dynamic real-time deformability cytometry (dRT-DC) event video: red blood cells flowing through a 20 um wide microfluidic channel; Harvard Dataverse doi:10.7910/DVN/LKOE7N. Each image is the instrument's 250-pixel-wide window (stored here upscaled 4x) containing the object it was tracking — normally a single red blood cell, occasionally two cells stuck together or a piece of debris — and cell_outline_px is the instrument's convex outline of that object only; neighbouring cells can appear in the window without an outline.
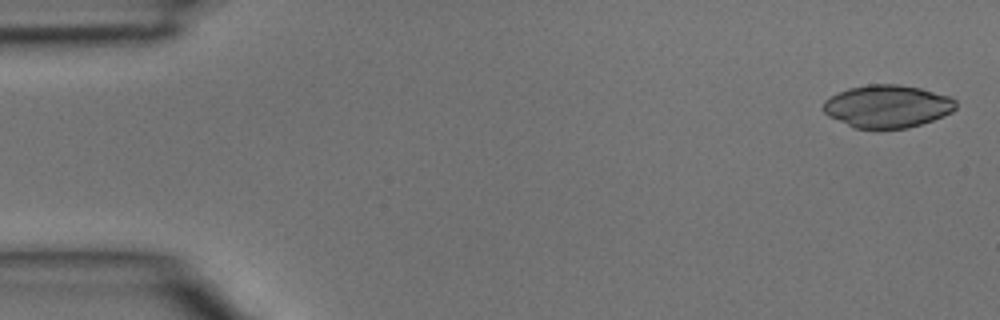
{"species": "common noctule bat (a hibernating species)", "species_latin": "Nyctalus noctula", "temperature_condition": "room temperature", "stored_images_in_passage": 4, "camera_frame_rate_fps": 3000, "um_per_image_px": 0.085, "animal": {"sex": "male", "body_mass_g": 15.6}, "frame": {"image": 1, "passage_image": 1, "time_ms": 0.0, "image_size_px": [1000, 320], "cell_outline_px": [[956, 108], [952, 112], [944, 116], [908, 128], [876, 132], [856, 128], [828, 116], [824, 112], [824, 100], [848, 88], [868, 84], [896, 84], [920, 88], [948, 96], [956, 100]], "centroid_in_image_um": [75.42, 9.07], "position_along_channel_um": 9.6, "area_um2": 33.41}}